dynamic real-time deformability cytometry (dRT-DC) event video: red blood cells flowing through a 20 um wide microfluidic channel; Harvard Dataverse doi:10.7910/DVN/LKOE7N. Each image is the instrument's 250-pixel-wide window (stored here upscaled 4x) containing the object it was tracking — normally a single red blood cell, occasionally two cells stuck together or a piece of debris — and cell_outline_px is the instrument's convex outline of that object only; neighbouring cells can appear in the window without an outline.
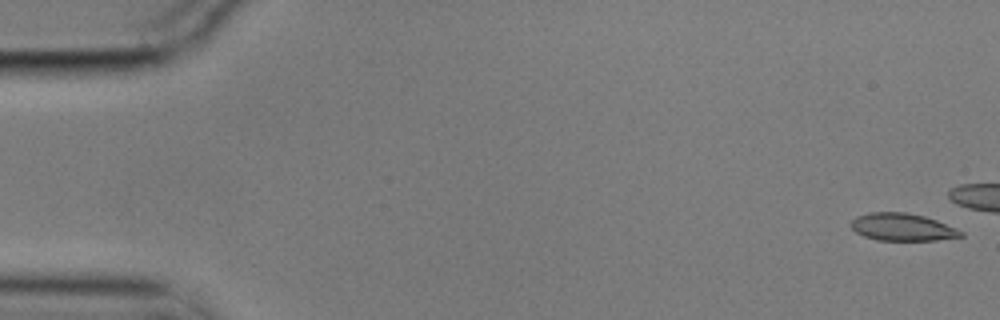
{"species": "common noctule bat (a hibernating species)", "species_latin": "Nyctalus noctula", "temperature_condition": "cold", "stored_images_in_passage": 16, "camera_frame_rate_fps": 3000, "um_per_image_px": 0.085, "animal": {"sex": "male", "body_mass_g": 17.9}, "frame": {"image": 1, "passage_image": 1, "time_ms": 0.0, "image_size_px": [1000, 320], "cell_outline_px": [[964, 236], [936, 240], [876, 240], [864, 236], [856, 232], [852, 228], [852, 220], [856, 216], [868, 212], [904, 212], [924, 216], [936, 220], [964, 232]], "centroid_in_image_um": [76.69, 19.3], "position_along_channel_um": 8.3, "area_um2": 17.46}}